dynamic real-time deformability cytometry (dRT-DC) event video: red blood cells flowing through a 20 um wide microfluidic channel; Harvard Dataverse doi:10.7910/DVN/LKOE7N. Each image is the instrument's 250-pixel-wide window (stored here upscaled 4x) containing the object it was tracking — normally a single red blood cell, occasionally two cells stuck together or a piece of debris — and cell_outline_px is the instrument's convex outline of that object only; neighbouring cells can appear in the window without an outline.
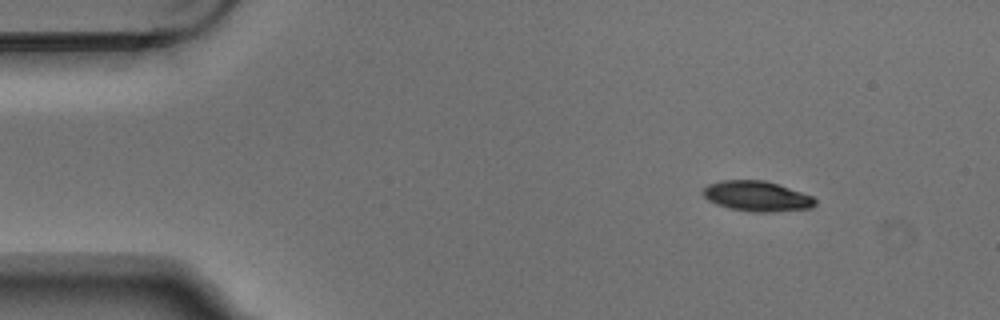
{"species": "Egyptian fruit bat (a non-hibernating species)", "species_latin": "Rousettus aegyptiacus", "temperature_condition": "warm", "stored_images_in_passage": 5, "camera_frame_rate_fps": 3000, "um_per_image_px": 0.085, "animal": {"sex": "male"}, "frame": {"image": 1, "passage_image": 1, "time_ms": 0.0, "image_size_px": [1000, 320], "cell_outline_px": [[816, 204], [812, 208], [772, 212], [752, 212], [728, 208], [716, 204], [708, 200], [704, 196], [704, 188], [708, 184], [720, 180], [764, 180], [812, 196], [816, 200]], "centroid_in_image_um": [64.32, 16.68], "position_along_channel_um": 20.7, "area_um2": 19.65}}
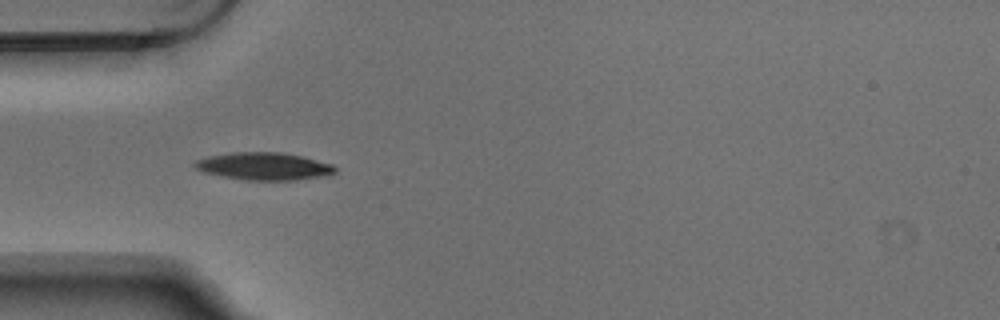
{"frame": {"image": 2, "passage_image": 4, "time_ms": 1.0, "image_size_px": [1000, 320], "cell_outline_px": [[336, 172], [328, 176], [296, 180], [244, 180], [204, 172], [192, 168], [192, 164], [196, 160], [208, 156], [232, 152], [284, 152], [304, 156], [332, 164], [336, 168]], "centroid_in_image_um": [22.45, 14.13], "position_along_channel_um": 62.5, "area_um2": 22.83}}
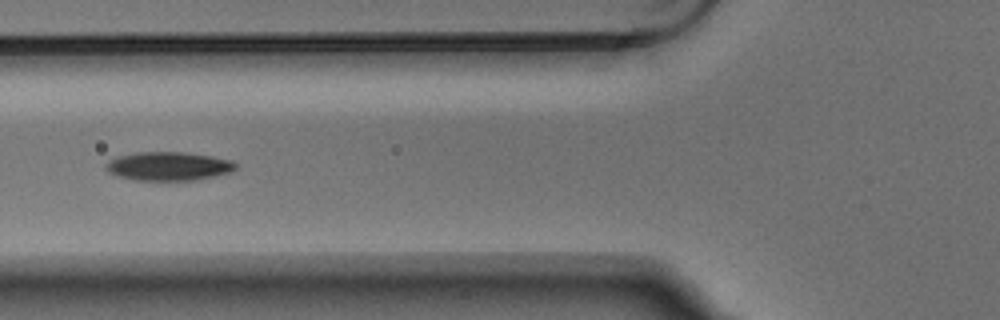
{"frame": {"image": 3, "passage_image": 5, "time_ms": 1.333, "image_size_px": [1000, 320], "cell_outline_px": [[236, 168], [232, 172], [200, 180], [132, 180], [116, 176], [108, 172], [104, 168], [104, 164], [108, 160], [116, 156], [136, 152], [184, 152], [212, 156], [232, 160], [236, 164]], "centroid_in_image_um": [14.29, 14.13], "position_along_channel_um": 111.5, "area_um2": 22.14}}